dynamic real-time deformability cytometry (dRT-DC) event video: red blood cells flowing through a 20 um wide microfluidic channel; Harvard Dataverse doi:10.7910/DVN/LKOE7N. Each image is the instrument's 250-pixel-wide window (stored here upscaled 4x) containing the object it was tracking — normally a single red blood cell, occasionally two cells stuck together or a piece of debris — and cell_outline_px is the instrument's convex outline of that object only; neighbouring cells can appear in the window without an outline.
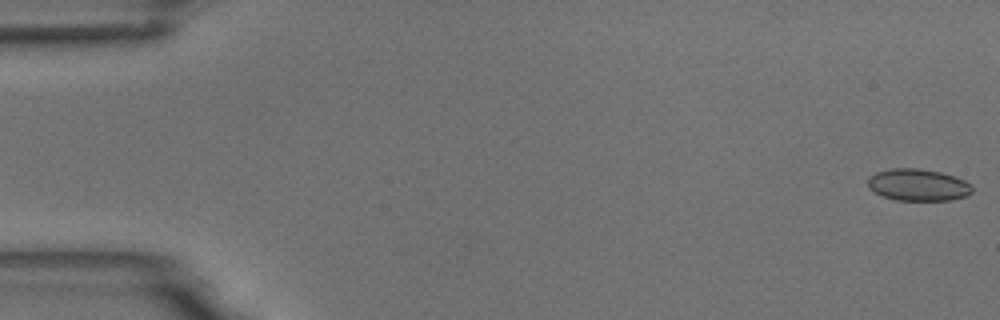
{"species": "common noctule bat (a hibernating species)", "species_latin": "Nyctalus noctula", "temperature_condition": "room temperature", "stored_images_in_passage": 55, "camera_frame_rate_fps": 3000, "um_per_image_px": 0.085, "animal": {"sex": "male", "body_mass_g": 18.8}, "frame": {"image": 1, "passage_image": 1, "time_ms": 0.0, "image_size_px": [1000, 320], "cell_outline_px": [[972, 192], [968, 196], [948, 200], [896, 200], [880, 196], [868, 188], [868, 176], [876, 172], [892, 168], [916, 168], [940, 172], [964, 180], [972, 184]], "centroid_in_image_um": [78.01, 15.72], "position_along_channel_um": 7.0, "area_um2": 19.54}}
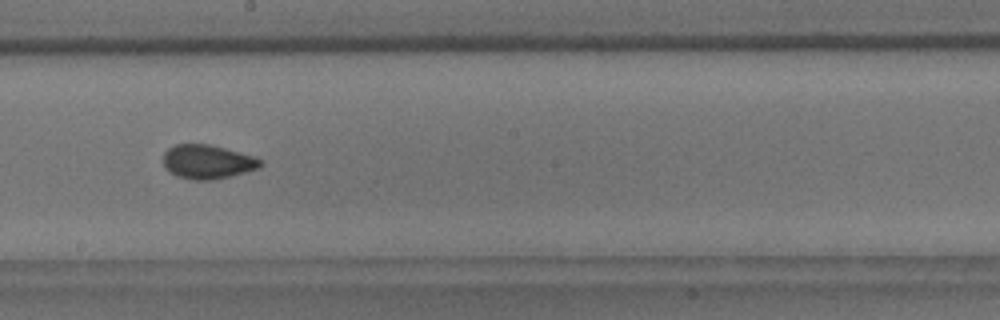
{"frame": {"image": 2, "passage_image": 31, "time_ms": 10.0, "image_size_px": [1000, 320], "cell_outline_px": [[264, 164], [260, 168], [232, 176], [212, 180], [192, 180], [176, 176], [168, 172], [164, 168], [164, 152], [168, 148], [176, 144], [208, 144], [256, 156], [264, 160]], "centroid_in_image_um": [17.67, 13.76], "position_along_channel_um": 230.5, "area_um2": 19.65}}
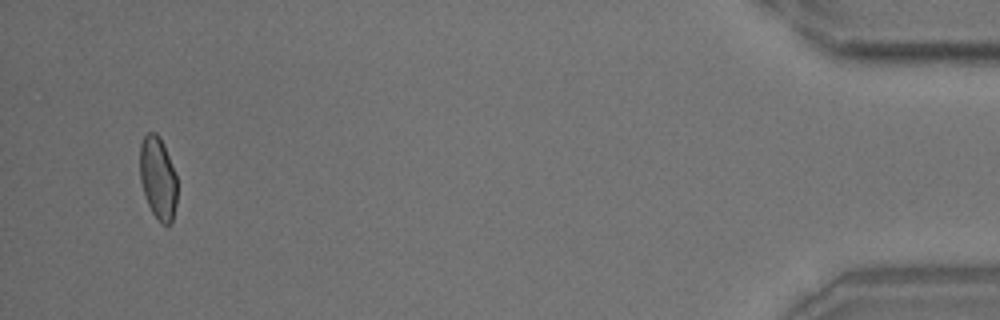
{"frame": {"image": 3, "passage_image": 53, "time_ms": 17.333, "image_size_px": [1000, 320], "cell_outline_px": [[176, 204], [172, 220], [168, 224], [160, 224], [152, 212], [148, 204], [140, 180], [140, 144], [144, 136], [148, 132], [156, 132], [160, 136], [164, 144], [176, 176]], "centroid_in_image_um": [13.42, 15.11], "position_along_channel_um": 421.8, "area_um2": 17.86}, "authors_computed_cell_mechanics": {"area_um2": 19.0162, "velocity_mm_per_s": 3.6846, "shape_relaxation_time_tau1_ms": 6.1437, "shape_relaxation_time_tau2_ms": 0.7659, "deformation_change_tau1": 0.1148, "deformation_change_tau2": 0.0408}}